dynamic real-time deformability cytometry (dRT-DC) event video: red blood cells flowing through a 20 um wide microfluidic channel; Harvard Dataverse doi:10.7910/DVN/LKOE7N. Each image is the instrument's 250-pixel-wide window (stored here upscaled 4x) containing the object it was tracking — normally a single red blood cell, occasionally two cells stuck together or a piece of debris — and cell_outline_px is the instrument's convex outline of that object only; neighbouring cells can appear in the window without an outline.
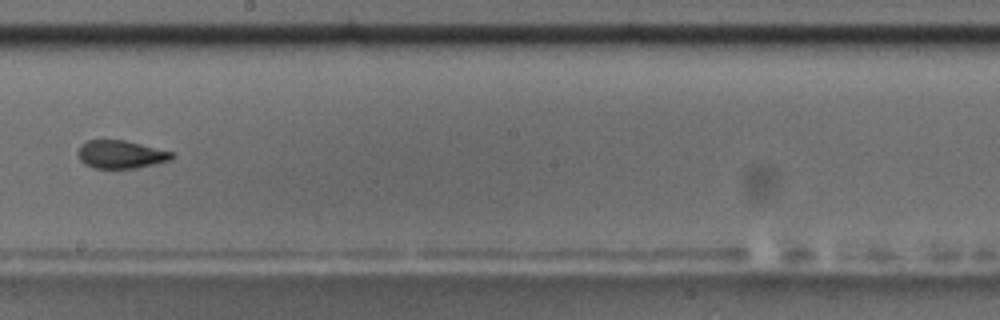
{"species": "common noctule bat (a hibernating species)", "species_latin": "Nyctalus noctula", "temperature_condition": "room temperature", "stored_images_in_passage": 13, "camera_frame_rate_fps": 3000, "um_per_image_px": 0.085, "animal": {"sex": "male", "body_mass_g": 17.5, "forearm_length_mm": 52.3}, "frame": {"image": 1, "passage_image": 8, "time_ms": 9.0, "image_size_px": [1000, 320], "cell_outline_px": [[176, 156], [172, 160], [136, 168], [96, 168], [84, 164], [80, 160], [76, 152], [80, 144], [88, 140], [124, 140], [176, 152]], "centroid_in_image_um": [10.3, 13.12], "position_along_channel_um": 237.9, "area_um2": 15.61}, "authors_computed_cell_mechanics": {"area_um2": 16.3574, "velocity_mm_per_s": 3.512, "shape_relaxation_time_tau1_ms": null, "shape_relaxation_time_tau2_ms": 2.3526, "deformation_change_tau1": null, "deformation_change_tau2": 0.0981}}